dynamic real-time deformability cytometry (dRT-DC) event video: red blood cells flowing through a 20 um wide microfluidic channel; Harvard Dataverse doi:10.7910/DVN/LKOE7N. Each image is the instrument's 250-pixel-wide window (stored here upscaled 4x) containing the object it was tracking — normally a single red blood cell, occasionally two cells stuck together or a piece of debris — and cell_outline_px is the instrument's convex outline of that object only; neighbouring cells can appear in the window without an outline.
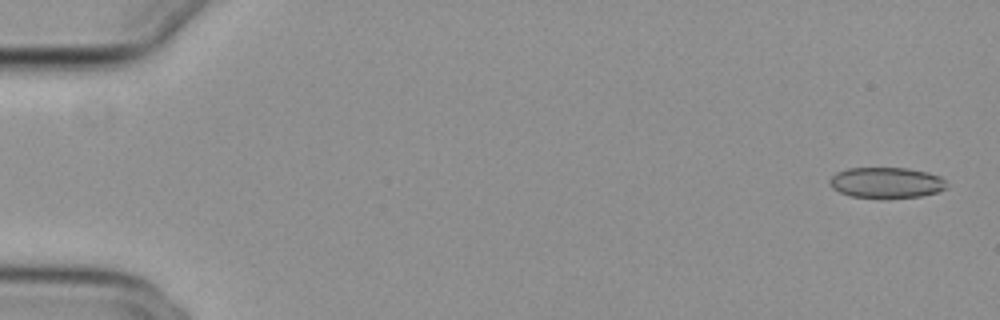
{"species": "common noctule bat (a hibernating species)", "species_latin": "Nyctalus noctula", "temperature_condition": "cold", "stored_images_in_passage": 55, "segment_of_instrument_passage": [1, 2], "camera_frame_rate_fps": 3000, "um_per_image_px": 0.085, "animal": {"sex": "female", "body_mass_g": 29.2, "forearm_length_mm": 56.3}, "frame": {"image": 1, "passage_image": 2, "time_ms": 0.333, "image_size_px": [1000, 320], "cell_outline_px": [[948, 188], [936, 192], [920, 196], [852, 196], [840, 192], [832, 188], [828, 184], [828, 180], [836, 172], [848, 168], [908, 168], [928, 172], [940, 176], [944, 180]], "centroid_in_image_um": [75.32, 15.49], "position_along_channel_um": 9.7, "area_um2": 20.52}}
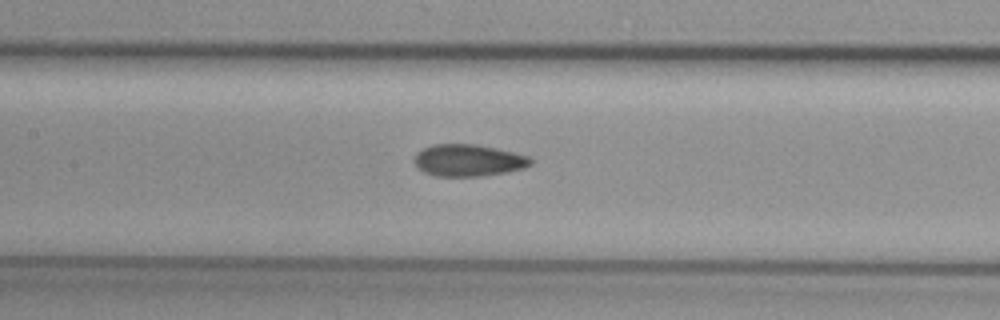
{"frame": {"image": 2, "passage_image": 26, "time_ms": 8.333, "image_size_px": [1000, 320], "cell_outline_px": [[532, 164], [524, 168], [508, 172], [480, 176], [436, 176], [424, 172], [412, 160], [424, 148], [432, 144], [472, 144], [512, 152], [528, 156], [532, 160]], "centroid_in_image_um": [39.82, 13.64], "position_along_channel_um": 167.6, "area_um2": 21.33}}
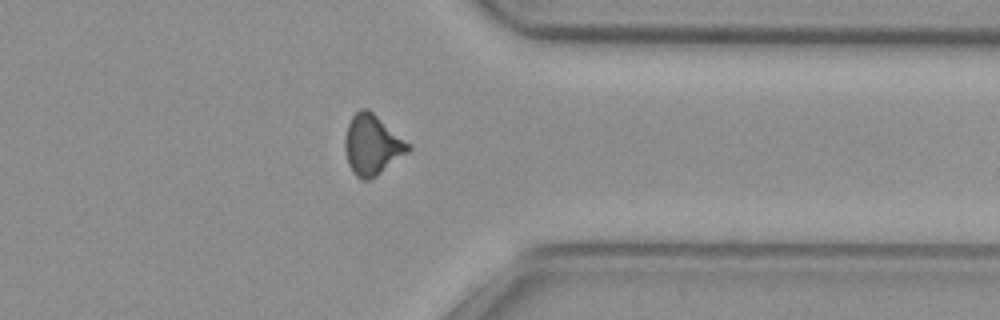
{"frame": {"image": 3, "passage_image": 43, "time_ms": 14.0, "image_size_px": [1000, 320], "cell_outline_px": [[412, 148], [408, 152], [376, 176], [368, 180], [360, 180], [352, 172], [348, 164], [344, 148], [344, 136], [348, 124], [352, 116], [360, 108], [368, 108], [408, 144]], "centroid_in_image_um": [31.58, 12.33], "position_along_channel_um": 379.8, "area_um2": 21.91}}